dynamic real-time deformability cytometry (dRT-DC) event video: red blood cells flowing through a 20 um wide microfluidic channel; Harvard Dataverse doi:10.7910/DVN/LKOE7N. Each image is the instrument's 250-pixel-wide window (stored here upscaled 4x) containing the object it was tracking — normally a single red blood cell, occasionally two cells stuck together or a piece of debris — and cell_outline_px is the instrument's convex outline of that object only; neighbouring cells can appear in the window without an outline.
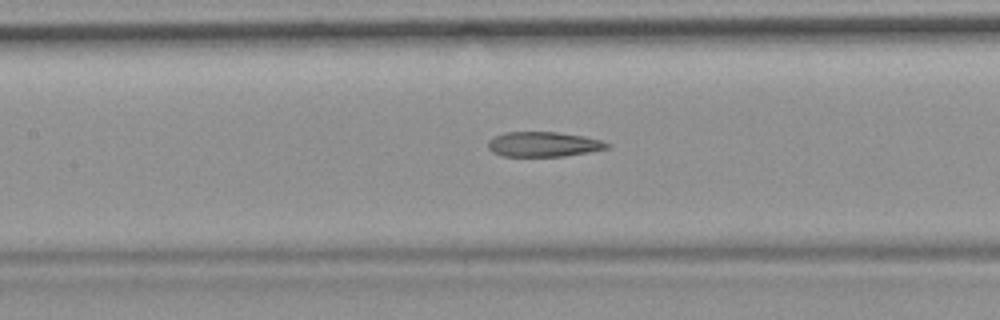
{"species": "common noctule bat (a hibernating species)", "species_latin": "Nyctalus noctula", "temperature_condition": "room temperature", "stored_images_in_passage": 39, "camera_frame_rate_fps": 3000, "um_per_image_px": 0.085, "animal": {"sex": "female", "body_mass_g": 19.9}, "frame": {"image": 1, "passage_image": 17, "time_ms": 5.333, "image_size_px": [1000, 320], "cell_outline_px": [[612, 144], [608, 148], [588, 152], [564, 156], [500, 156], [492, 152], [488, 148], [488, 140], [504, 132], [556, 132], [584, 136], [600, 140]], "centroid_in_image_um": [46.18, 12.26], "position_along_channel_um": 161.2, "area_um2": 17.28}, "authors_computed_cell_mechanics": {"area_um2": 18.2648, "velocity_mm_per_s": 3.7158, "shape_relaxation_time_tau1_ms": null, "shape_relaxation_time_tau2_ms": 3.4934, "deformation_change_tau1": null, "deformation_change_tau2": 0.1461}}